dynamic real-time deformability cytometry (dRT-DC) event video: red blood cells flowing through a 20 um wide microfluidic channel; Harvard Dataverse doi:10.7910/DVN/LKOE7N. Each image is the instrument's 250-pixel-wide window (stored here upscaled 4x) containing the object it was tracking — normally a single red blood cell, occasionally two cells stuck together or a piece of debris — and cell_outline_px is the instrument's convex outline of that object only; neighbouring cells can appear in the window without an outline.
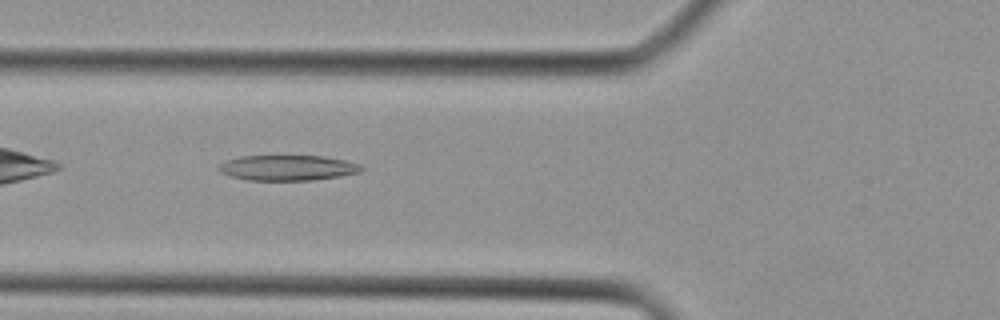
{"species": "Egyptian fruit bat (a non-hibernating species)", "species_latin": "Rousettus aegyptiacus", "temperature_condition": "cold", "stored_images_in_passage": 32, "camera_frame_rate_fps": 3000, "um_per_image_px": 0.085, "animal": {"sex": "female"}, "frame": {"image": 1, "passage_image": 9, "time_ms": 2.667, "image_size_px": [1000, 320], "cell_outline_px": [[364, 168], [360, 172], [340, 176], [312, 180], [248, 180], [232, 176], [220, 172], [216, 168], [220, 164], [228, 160], [240, 156], [324, 156], [344, 160], [360, 164]], "centroid_in_image_um": [24.46, 14.26], "position_along_channel_um": 101.3, "area_um2": 20.98}}
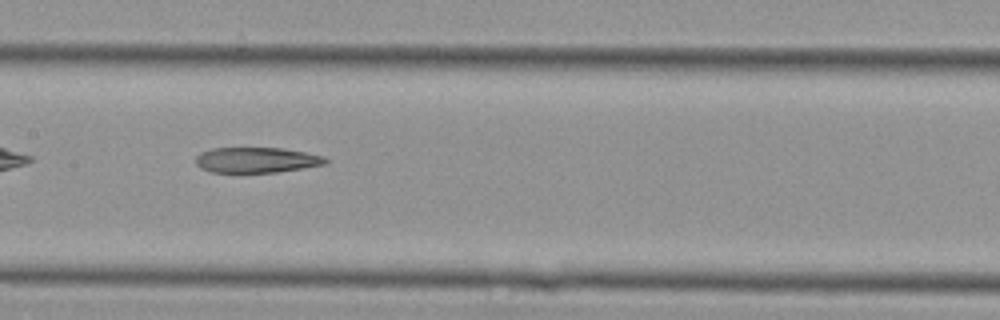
{"frame": {"image": 2, "passage_image": 14, "time_ms": 4.333, "image_size_px": [1000, 320], "cell_outline_px": [[328, 164], [304, 168], [276, 172], [212, 172], [200, 168], [196, 164], [196, 156], [200, 152], [212, 148], [284, 148], [324, 156], [328, 160]], "centroid_in_image_um": [21.82, 13.6], "position_along_channel_um": 185.6, "area_um2": 19.31}}
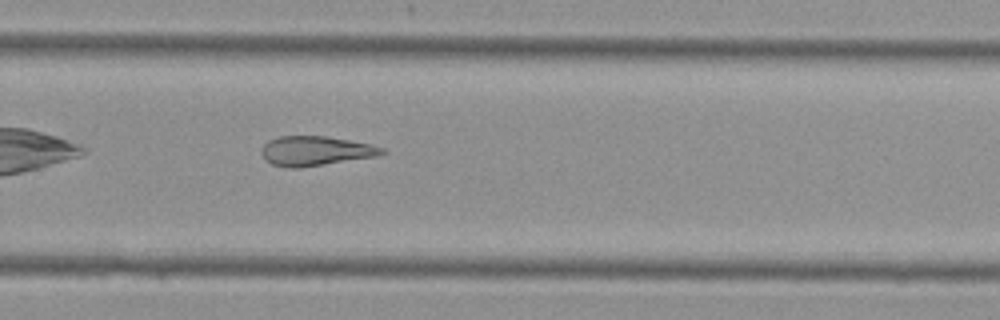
{"frame": {"image": 3, "passage_image": 21, "time_ms": 6.667, "image_size_px": [1000, 320], "cell_outline_px": [[388, 152], [380, 156], [300, 168], [288, 168], [272, 164], [264, 160], [260, 152], [264, 144], [268, 140], [280, 136], [324, 136], [348, 140], [368, 144], [384, 148]], "centroid_in_image_um": [26.81, 12.84], "position_along_channel_um": 303.0, "area_um2": 20.92}}